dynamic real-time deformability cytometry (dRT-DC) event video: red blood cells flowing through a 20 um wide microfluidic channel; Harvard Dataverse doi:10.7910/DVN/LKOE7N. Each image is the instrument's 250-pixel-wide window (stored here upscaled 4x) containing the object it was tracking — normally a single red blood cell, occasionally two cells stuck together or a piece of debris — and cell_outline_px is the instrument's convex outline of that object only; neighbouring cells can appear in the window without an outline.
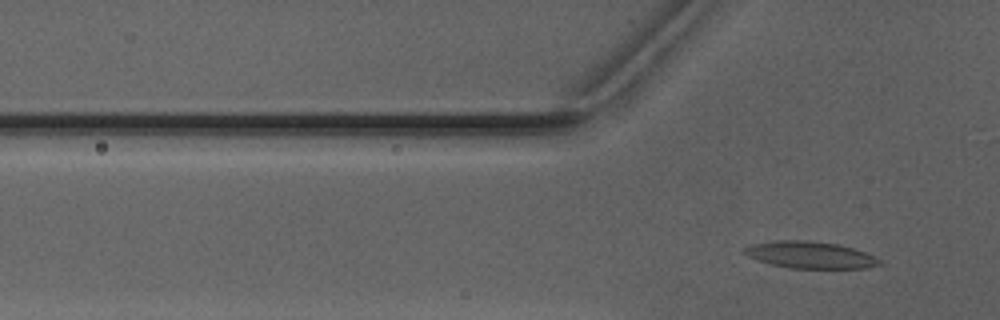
{"species": "Egyptian fruit bat (a non-hibernating species)", "species_latin": "Rousettus aegyptiacus", "temperature_condition": "warm", "stored_images_in_passage": 5, "camera_frame_rate_fps": 3000, "um_per_image_px": 0.085, "animal": {"sex": "male"}, "frame": {"image": 1, "passage_image": 5, "time_ms": 6.333, "image_size_px": [1000, 320], "cell_outline_px": [[884, 264], [868, 268], [788, 268], [772, 264], [748, 256], [744, 252], [744, 248], [752, 244], [776, 240], [808, 240], [836, 244], [852, 248], [864, 252], [880, 260]], "centroid_in_image_um": [68.88, 21.67], "position_along_channel_um": 56.9, "area_um2": 20.92}}